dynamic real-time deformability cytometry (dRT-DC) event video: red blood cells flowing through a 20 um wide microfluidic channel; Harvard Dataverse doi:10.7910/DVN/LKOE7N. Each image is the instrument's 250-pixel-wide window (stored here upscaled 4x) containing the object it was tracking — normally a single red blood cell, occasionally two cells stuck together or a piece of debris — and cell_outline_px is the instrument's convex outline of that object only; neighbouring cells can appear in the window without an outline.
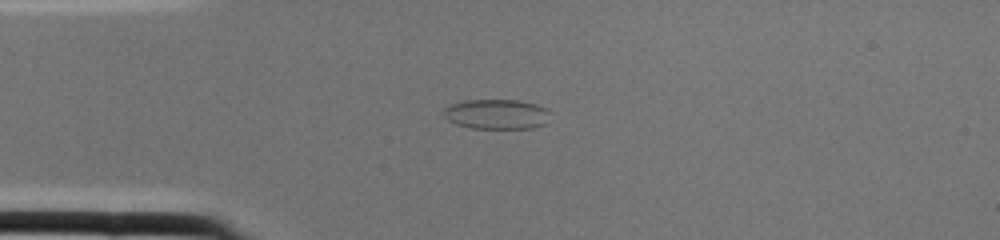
{"species": "common noctule bat (a hibernating species)", "species_latin": "Nyctalus noctula", "temperature_condition": "cold", "stored_images_in_passage": 1, "camera_frame_rate_fps": 3000, "um_per_image_px": 0.085, "animal": {"sex": "female", "body_mass_g": 22.0, "forearm_length_mm": 56.7}, "frame": {"image": 1, "passage_image": 1, "time_ms": 0.0, "image_size_px": [1000, 240], "cell_outline_px": [[552, 112], [548, 124], [532, 128], [468, 128], [456, 124], [448, 120], [440, 112], [448, 104], [464, 100], [516, 100], [536, 104], [548, 108]], "centroid_in_image_um": [42.23, 9.7], "position_along_channel_um": 42.8, "area_um2": 19.13}}